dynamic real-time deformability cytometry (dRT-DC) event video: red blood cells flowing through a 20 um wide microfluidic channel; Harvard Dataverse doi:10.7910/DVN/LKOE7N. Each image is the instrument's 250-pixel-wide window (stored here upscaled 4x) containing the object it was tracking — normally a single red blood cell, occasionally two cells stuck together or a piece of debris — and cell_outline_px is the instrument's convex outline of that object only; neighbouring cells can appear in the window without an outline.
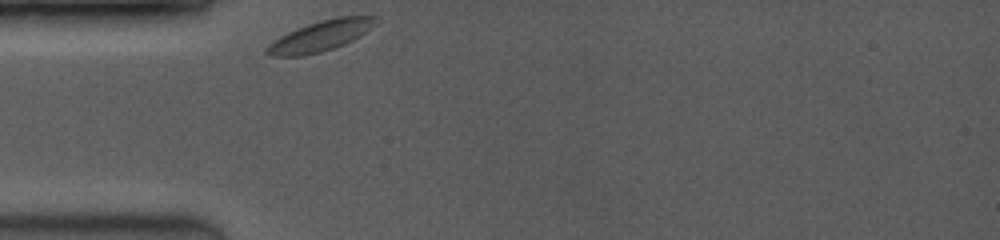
{"species": "common noctule bat (a hibernating species)", "species_latin": "Nyctalus noctula", "temperature_condition": "room temperature", "stored_images_in_passage": 13, "camera_frame_rate_fps": 3500, "um_per_image_px": 0.085, "animal": {"sex": "female", "body_mass_g": 19.0, "forearm_length_mm": 53.3}, "frame": {"image": 1, "passage_image": 1, "time_ms": 0.0, "image_size_px": [1000, 240], "cell_outline_px": [[380, 16], [360, 36], [344, 44], [320, 52], [304, 56], [272, 56], [264, 52], [264, 48], [268, 44], [280, 36], [296, 28], [320, 20], [340, 16]], "centroid_in_image_um": [27.17, 3.06], "position_along_channel_um": 57.8, "area_um2": 19.13}}
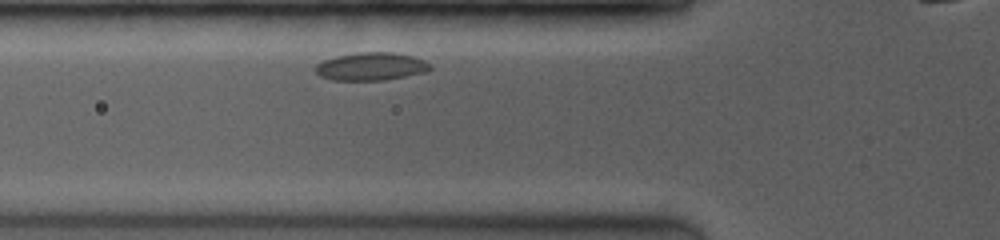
{"frame": {"image": 2, "passage_image": 10, "time_ms": 1.143, "image_size_px": [1000, 240], "cell_outline_px": [[432, 68], [428, 72], [384, 80], [332, 80], [320, 76], [316, 72], [316, 64], [324, 60], [336, 56], [356, 52], [392, 52], [412, 56], [424, 60]], "centroid_in_image_um": [31.54, 5.65], "position_along_channel_um": 94.3, "area_um2": 18.67}}